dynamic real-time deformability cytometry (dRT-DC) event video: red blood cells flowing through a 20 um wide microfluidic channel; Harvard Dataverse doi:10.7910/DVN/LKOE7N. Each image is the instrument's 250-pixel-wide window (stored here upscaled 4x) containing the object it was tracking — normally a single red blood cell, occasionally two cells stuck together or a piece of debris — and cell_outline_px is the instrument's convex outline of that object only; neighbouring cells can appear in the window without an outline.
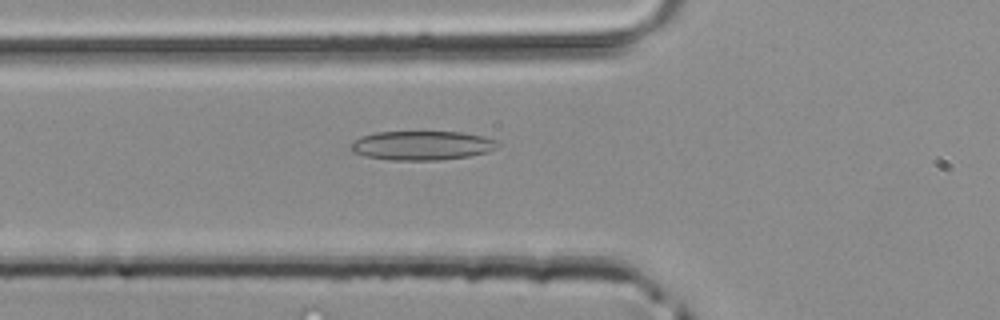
{"species": "common noctule bat (a hibernating species)", "species_latin": "Nyctalus noctula", "temperature_condition": "room temperature", "stored_images_in_passage": 3, "camera_frame_rate_fps": 3000, "um_per_image_px": 0.085, "animal": {"sex": "male", "body_mass_g": 20.4}, "frame": {"image": 1, "passage_image": 2, "time_ms": 0.333, "image_size_px": [1000, 320], "cell_outline_px": [[504, 144], [488, 152], [468, 156], [436, 160], [388, 160], [368, 156], [356, 152], [348, 148], [352, 140], [360, 136], [376, 132], [460, 132], [484, 136], [500, 140]], "centroid_in_image_um": [35.91, 12.35], "position_along_channel_um": 89.9, "area_um2": 25.2}}